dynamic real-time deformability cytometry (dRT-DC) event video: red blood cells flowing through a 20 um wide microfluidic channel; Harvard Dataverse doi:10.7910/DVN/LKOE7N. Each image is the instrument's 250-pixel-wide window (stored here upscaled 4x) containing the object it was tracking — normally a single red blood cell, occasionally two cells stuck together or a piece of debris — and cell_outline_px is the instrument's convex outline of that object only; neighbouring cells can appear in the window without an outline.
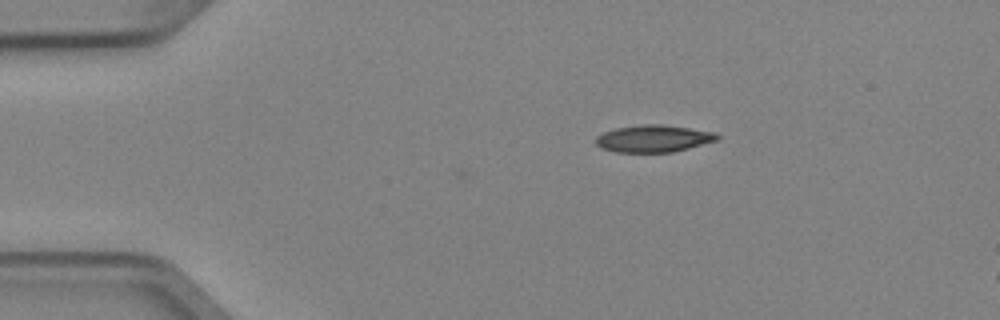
{"species": "Egyptian fruit bat (a non-hibernating species)", "species_latin": "Rousettus aegyptiacus", "temperature_condition": "cold", "stored_images_in_passage": 2, "camera_frame_rate_fps": 3000, "um_per_image_px": 0.085, "animal": {"sex": "female"}, "frame": {"image": 1, "passage_image": 2, "time_ms": 0.333, "image_size_px": [1000, 320], "cell_outline_px": [[720, 140], [672, 152], [616, 152], [600, 148], [596, 144], [596, 136], [604, 132], [616, 128], [644, 124], [664, 124], [716, 132], [720, 136]], "centroid_in_image_um": [55.58, 11.77], "position_along_channel_um": 29.4, "area_um2": 19.31}}